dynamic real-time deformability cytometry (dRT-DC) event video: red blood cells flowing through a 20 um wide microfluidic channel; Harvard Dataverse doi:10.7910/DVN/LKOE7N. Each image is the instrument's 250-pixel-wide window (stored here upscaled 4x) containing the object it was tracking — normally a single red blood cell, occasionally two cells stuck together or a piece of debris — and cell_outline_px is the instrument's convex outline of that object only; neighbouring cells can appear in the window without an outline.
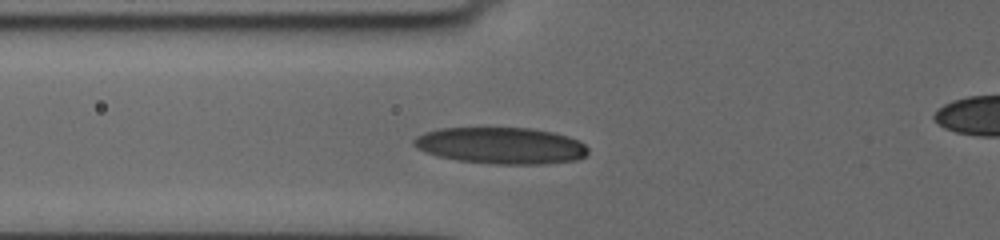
{"species": "human", "species_latin": "Homo sapiens", "temperature_condition": "cold", "stored_images_in_passage": 7, "segment_of_instrument_passage": [1, 2], "camera_frame_rate_fps": 3000, "um_per_image_px": 0.085, "donor": {"sex": "female"}, "frame": {"image": 1, "passage_image": 6, "time_ms": 5.333, "image_size_px": [1000, 240], "cell_outline_px": [[588, 152], [584, 156], [576, 160], [544, 164], [492, 164], [456, 160], [436, 156], [424, 152], [416, 148], [412, 144], [412, 140], [416, 136], [424, 132], [440, 128], [532, 128], [552, 132], [568, 136], [580, 140], [588, 148]], "centroid_in_image_um": [42.55, 12.38], "position_along_channel_um": 83.2, "area_um2": 37.45}}